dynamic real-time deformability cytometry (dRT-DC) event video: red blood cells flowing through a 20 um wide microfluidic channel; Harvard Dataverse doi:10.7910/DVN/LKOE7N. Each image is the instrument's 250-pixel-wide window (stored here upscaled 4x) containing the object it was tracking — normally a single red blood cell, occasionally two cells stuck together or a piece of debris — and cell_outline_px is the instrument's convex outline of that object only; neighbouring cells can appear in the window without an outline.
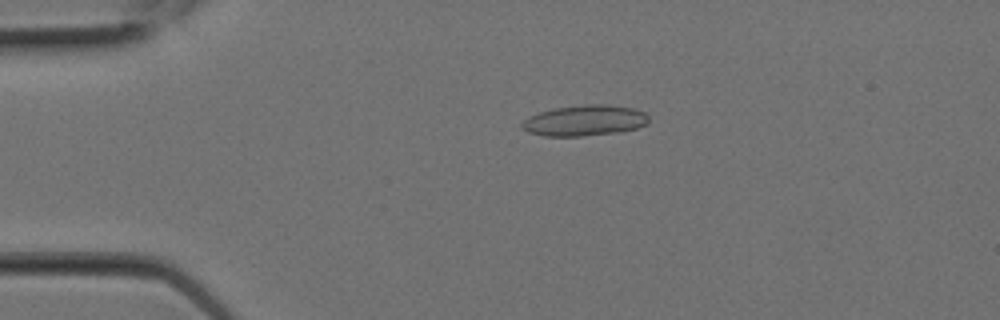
{"species": "Egyptian fruit bat (a non-hibernating species)", "species_latin": "Rousettus aegyptiacus", "temperature_condition": "room temperature", "stored_images_in_passage": 8, "camera_frame_rate_fps": 3000, "um_per_image_px": 0.085, "animal": {"sex": "female"}, "frame": {"image": 1, "passage_image": 2, "time_ms": 0.333, "image_size_px": [1000, 320], "cell_outline_px": [[648, 124], [636, 128], [616, 132], [580, 136], [544, 136], [528, 132], [520, 128], [520, 124], [528, 116], [540, 112], [556, 108], [584, 104], [608, 104], [632, 108], [644, 112], [648, 116]], "centroid_in_image_um": [49.66, 10.24], "position_along_channel_um": 35.3, "area_um2": 22.72}}
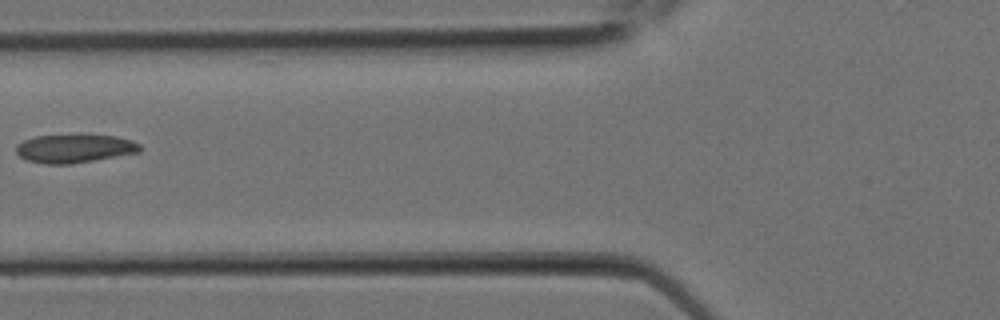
{"frame": {"image": 2, "passage_image": 6, "time_ms": 1.667, "image_size_px": [1000, 320], "cell_outline_px": [[144, 148], [140, 152], [68, 164], [48, 164], [28, 160], [20, 156], [16, 152], [16, 144], [24, 140], [36, 136], [116, 136], [132, 140], [140, 144]], "centroid_in_image_um": [6.35, 12.63], "position_along_channel_um": 119.4, "area_um2": 20.06}}
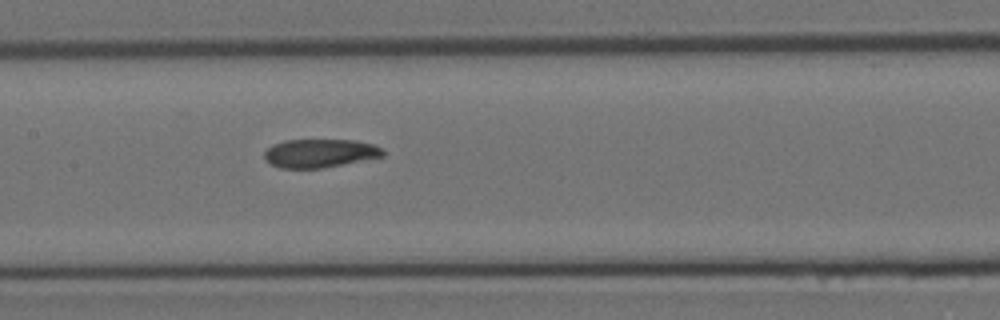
{"frame": {"image": 3, "passage_image": 8, "time_ms": 2.333, "image_size_px": [1000, 320], "cell_outline_px": [[384, 156], [320, 168], [280, 168], [264, 160], [264, 152], [272, 144], [284, 140], [356, 140], [372, 144], [380, 148], [384, 152]], "centroid_in_image_um": [27.14, 13.02], "position_along_channel_um": 180.3, "area_um2": 19.54}}